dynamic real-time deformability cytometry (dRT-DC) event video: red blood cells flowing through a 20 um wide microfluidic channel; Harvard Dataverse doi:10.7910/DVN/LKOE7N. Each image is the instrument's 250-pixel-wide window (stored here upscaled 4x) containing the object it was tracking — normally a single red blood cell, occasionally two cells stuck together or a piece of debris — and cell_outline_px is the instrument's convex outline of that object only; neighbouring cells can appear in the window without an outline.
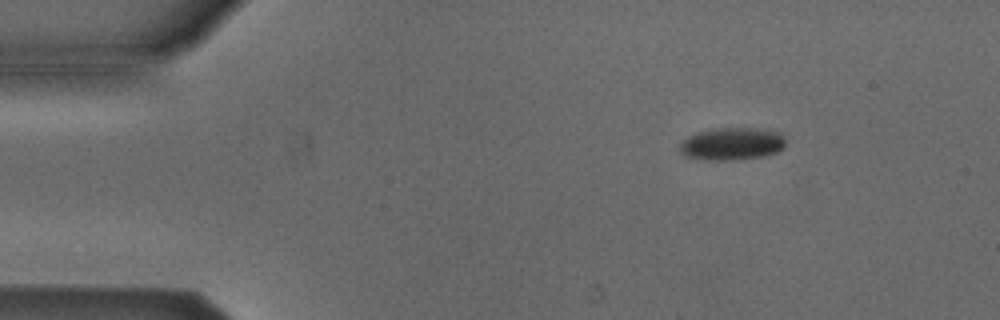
{"species": "Egyptian fruit bat (a non-hibernating species)", "species_latin": "Rousettus aegyptiacus", "temperature_condition": "cold", "stored_images_in_passage": 2, "camera_frame_rate_fps": 3000, "um_per_image_px": 0.085, "animal": {"sex": "male"}, "frame": {"image": 1, "passage_image": 2, "time_ms": 0.333, "image_size_px": [1000, 320], "cell_outline_px": [[784, 148], [776, 152], [764, 156], [728, 160], [704, 160], [684, 156], [680, 152], [680, 144], [688, 136], [700, 132], [720, 128], [756, 128], [780, 132], [784, 136]], "centroid_in_image_um": [62.22, 12.23], "position_along_channel_um": 22.8, "area_um2": 19.94}}